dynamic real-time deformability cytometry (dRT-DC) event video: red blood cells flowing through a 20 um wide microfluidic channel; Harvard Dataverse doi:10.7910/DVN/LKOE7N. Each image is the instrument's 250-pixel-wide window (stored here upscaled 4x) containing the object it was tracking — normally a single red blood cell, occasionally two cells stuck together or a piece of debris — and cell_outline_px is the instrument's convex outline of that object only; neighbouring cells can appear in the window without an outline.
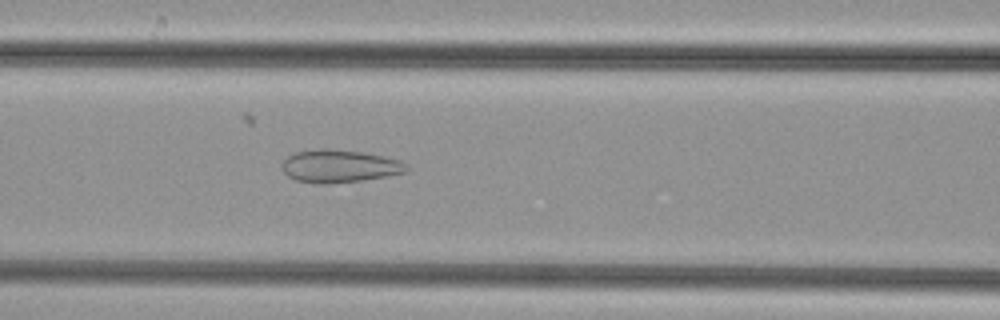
{"species": "common noctule bat (a hibernating species)", "species_latin": "Nyctalus noctula", "temperature_condition": "cold", "stored_images_in_passage": 42, "camera_frame_rate_fps": 3000, "um_per_image_px": 0.085, "animal": {"sex": "female", "body_mass_g": 29.2, "forearm_length_mm": 56.3}, "frame": {"image": 1, "passage_image": 13, "time_ms": 4.0, "image_size_px": [1000, 320], "cell_outline_px": [[408, 168], [404, 172], [364, 180], [324, 184], [320, 184], [296, 180], [288, 176], [284, 172], [280, 164], [288, 156], [296, 152], [360, 152], [384, 156], [400, 160], [408, 164]], "centroid_in_image_um": [28.88, 14.18], "position_along_channel_um": 137.7, "area_um2": 22.66}}
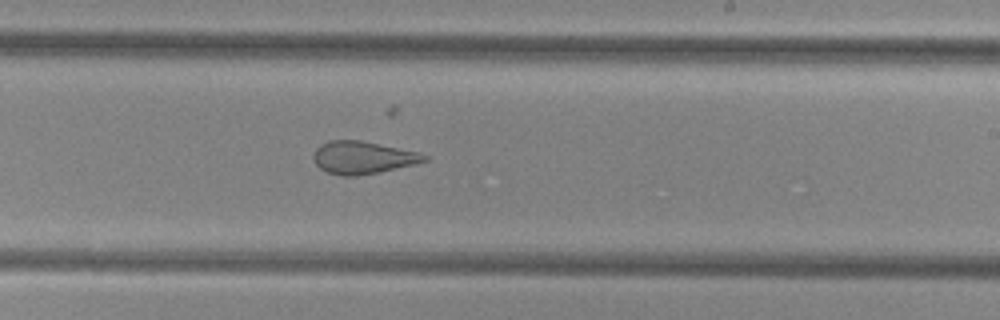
{"frame": {"image": 2, "passage_image": 22, "time_ms": 7.0, "image_size_px": [1000, 320], "cell_outline_px": [[428, 160], [416, 164], [356, 176], [344, 176], [328, 172], [320, 168], [312, 160], [312, 156], [316, 148], [320, 144], [328, 140], [360, 140], [420, 152], [428, 156]], "centroid_in_image_um": [30.82, 13.38], "position_along_channel_um": 258.2, "area_um2": 21.04}}
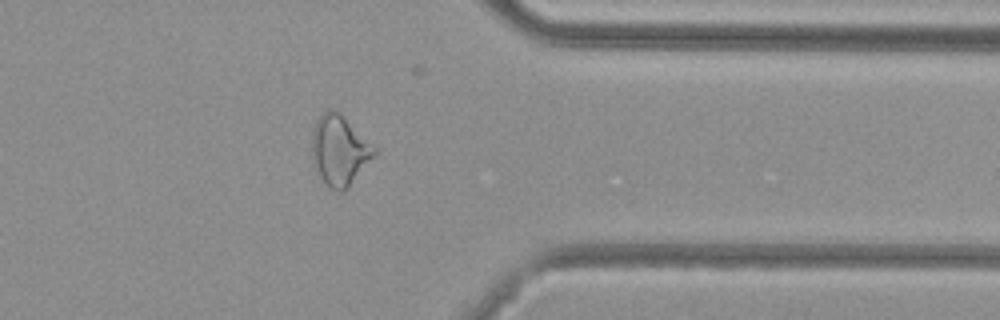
{"frame": {"image": 3, "passage_image": 32, "time_ms": 10.333, "image_size_px": [1000, 320], "cell_outline_px": [[376, 156], [348, 188], [344, 192], [340, 192], [332, 188], [320, 176], [312, 156], [312, 128], [316, 120], [328, 108], [340, 112], [376, 148]], "centroid_in_image_um": [28.88, 12.76], "position_along_channel_um": 382.5, "area_um2": 25.37}}